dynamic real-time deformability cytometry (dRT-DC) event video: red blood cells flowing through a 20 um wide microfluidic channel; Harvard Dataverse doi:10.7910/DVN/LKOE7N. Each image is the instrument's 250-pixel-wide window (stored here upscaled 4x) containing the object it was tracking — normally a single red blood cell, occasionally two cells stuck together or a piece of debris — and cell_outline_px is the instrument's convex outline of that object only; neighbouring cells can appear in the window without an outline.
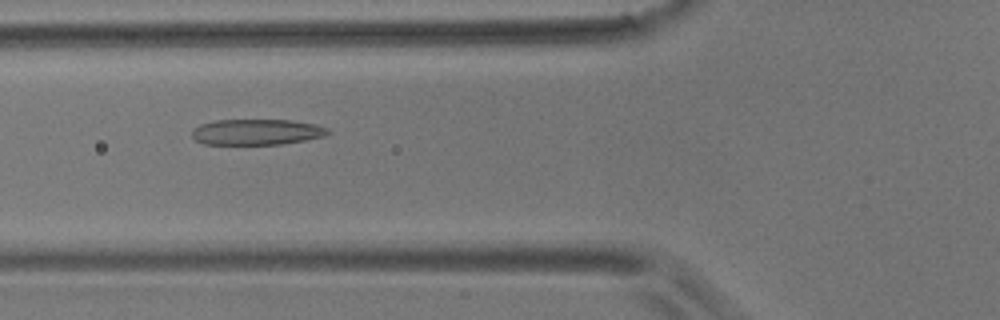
{"species": "common noctule bat (a hibernating species)", "species_latin": "Nyctalus noctula", "temperature_condition": "room temperature", "stored_images_in_passage": 7, "camera_frame_rate_fps": 3000, "um_per_image_px": 0.085, "animal": {"sex": "male", "body_mass_g": 17.9}, "frame": {"image": 1, "passage_image": 2, "time_ms": 1.0, "image_size_px": [1000, 320], "cell_outline_px": [[332, 132], [324, 136], [284, 144], [204, 144], [196, 140], [192, 136], [192, 132], [200, 124], [216, 120], [292, 120], [316, 124], [328, 128]], "centroid_in_image_um": [21.86, 11.21], "position_along_channel_um": 103.9, "area_um2": 20.4}}
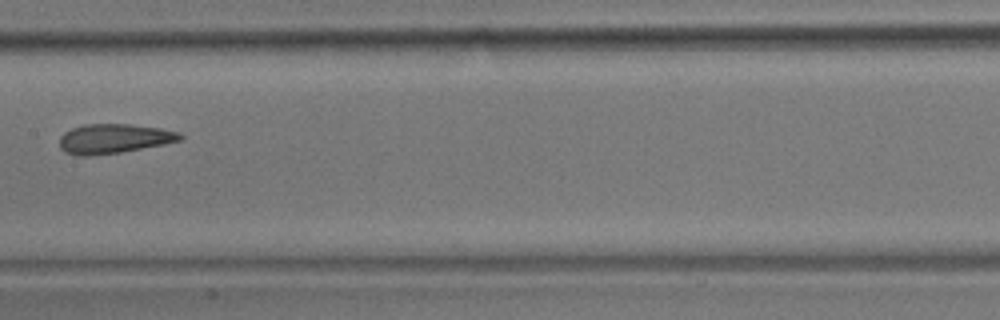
{"frame": {"image": 2, "passage_image": 4, "time_ms": 3.667, "image_size_px": [1000, 320], "cell_outline_px": [[184, 140], [164, 144], [120, 152], [88, 156], [76, 156], [64, 152], [60, 148], [60, 136], [64, 132], [72, 128], [84, 124], [128, 124], [160, 128], [180, 132], [184, 136]], "centroid_in_image_um": [9.68, 11.79], "position_along_channel_um": 197.7, "area_um2": 20.87}}
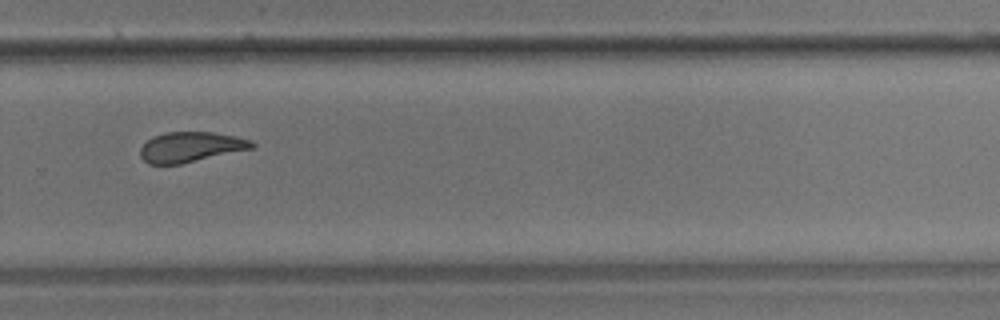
{"frame": {"image": 3, "passage_image": 7, "time_ms": 7.0, "image_size_px": [1000, 320], "cell_outline_px": [[256, 144], [252, 148], [180, 164], [148, 164], [140, 156], [140, 148], [152, 136], [164, 132], [212, 132], [252, 140]], "centroid_in_image_um": [16.17, 12.49], "position_along_channel_um": 313.6, "area_um2": 19.42}}